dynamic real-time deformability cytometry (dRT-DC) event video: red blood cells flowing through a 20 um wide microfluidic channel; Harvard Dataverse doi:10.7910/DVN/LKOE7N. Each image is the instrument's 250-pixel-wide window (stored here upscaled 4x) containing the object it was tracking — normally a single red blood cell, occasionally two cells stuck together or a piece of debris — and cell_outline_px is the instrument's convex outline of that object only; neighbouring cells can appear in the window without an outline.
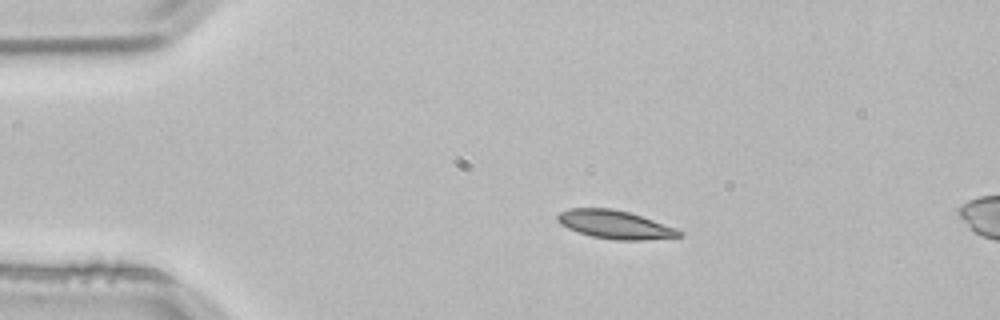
{"species": "common noctule bat (a hibernating species)", "species_latin": "Nyctalus noctula", "temperature_condition": "room temperature", "stored_images_in_passage": 6, "camera_frame_rate_fps": 3000, "um_per_image_px": 0.085, "animal": {"sex": "male", "body_mass_g": 21.5, "forearm_length_mm": 52.0}, "frame": {"image": 1, "passage_image": 3, "time_ms": 0.667, "image_size_px": [1000, 320], "cell_outline_px": [[684, 236], [644, 240], [612, 240], [592, 236], [568, 228], [560, 224], [556, 220], [556, 216], [560, 212], [568, 208], [612, 208], [628, 212], [676, 228], [684, 232]], "centroid_in_image_um": [52.27, 19.09], "position_along_channel_um": 32.7, "area_um2": 20.06}}